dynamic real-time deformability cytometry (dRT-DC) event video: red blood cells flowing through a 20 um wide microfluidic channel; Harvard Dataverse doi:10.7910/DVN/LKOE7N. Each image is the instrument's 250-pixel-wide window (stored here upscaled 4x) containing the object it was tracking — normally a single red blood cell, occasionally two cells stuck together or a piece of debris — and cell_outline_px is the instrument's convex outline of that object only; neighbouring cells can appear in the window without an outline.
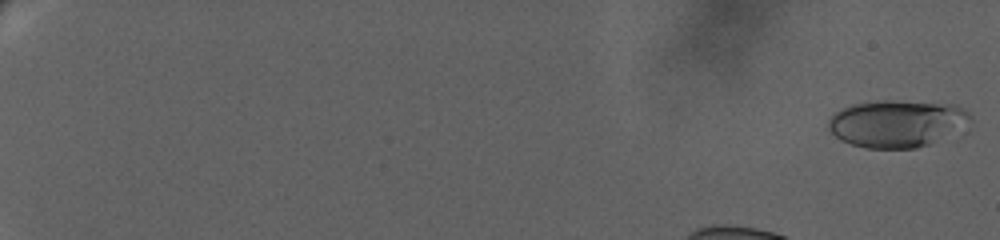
{"species": "human", "species_latin": "Homo sapiens", "temperature_condition": "warm", "stored_images_in_passage": 34, "segment_of_instrument_passage": [1, 2], "camera_frame_rate_fps": 3000, "um_per_image_px": 0.085, "donor": {"sex": "female"}, "frame": {"image": 1, "passage_image": 1, "time_ms": 0.0, "image_size_px": [1000, 240], "cell_outline_px": [[972, 120], [928, 144], [916, 148], [864, 148], [840, 140], [828, 128], [828, 120], [836, 112], [852, 104], [876, 100], [892, 100], [956, 104], [968, 112], [972, 116]], "centroid_in_image_um": [76.18, 10.47], "position_along_channel_um": 8.8, "area_um2": 38.55}}
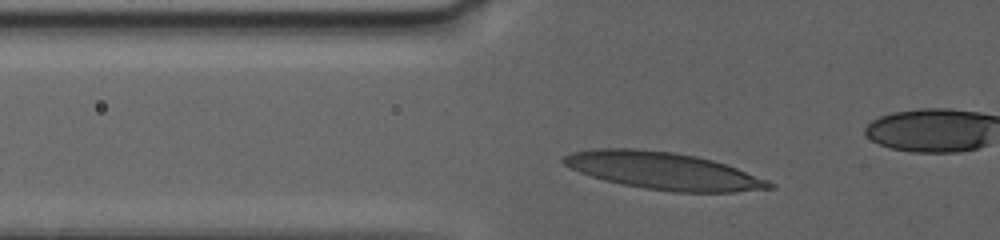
{"frame": {"image": 2, "passage_image": 25, "time_ms": 7.0, "image_size_px": [1000, 240], "cell_outline_px": [[776, 188], [736, 192], [672, 192], [644, 188], [604, 180], [580, 172], [564, 164], [560, 160], [564, 156], [572, 152], [592, 148], [632, 148], [672, 152], [696, 156], [712, 160], [736, 168], [768, 180], [776, 184]], "centroid_in_image_um": [56.39, 14.52], "position_along_channel_um": 69.4, "area_um2": 44.51}}
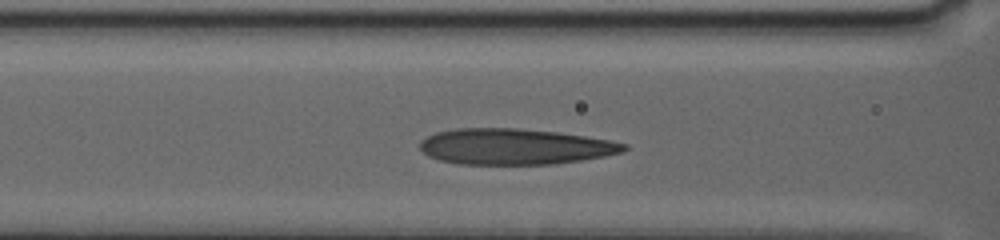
{"frame": {"image": 3, "passage_image": 32, "time_ms": 9.0, "image_size_px": [1000, 240], "cell_outline_px": [[628, 148], [624, 152], [604, 156], [580, 160], [552, 164], [460, 164], [440, 160], [428, 156], [420, 148], [420, 140], [436, 132], [456, 128], [516, 128], [556, 132], [612, 140], [628, 144]], "centroid_in_image_um": [43.77, 12.46], "position_along_channel_um": 122.8, "area_um2": 42.66}}